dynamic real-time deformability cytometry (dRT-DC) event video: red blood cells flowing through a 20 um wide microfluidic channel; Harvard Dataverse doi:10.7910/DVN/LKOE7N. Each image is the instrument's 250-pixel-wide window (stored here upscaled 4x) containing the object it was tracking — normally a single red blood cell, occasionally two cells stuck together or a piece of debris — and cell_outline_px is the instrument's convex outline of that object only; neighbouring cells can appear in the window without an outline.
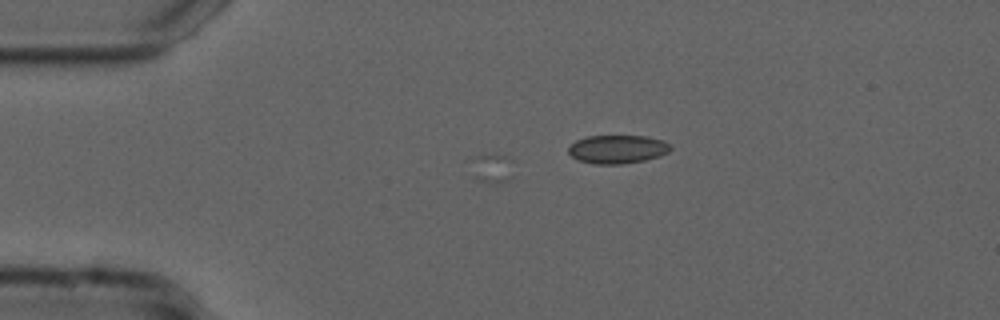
{"species": "common noctule bat (a hibernating species)", "species_latin": "Nyctalus noctula", "temperature_condition": "cold", "stored_images_in_passage": 5, "camera_frame_rate_fps": 3000, "um_per_image_px": 0.085, "animal": {"sex": "male", "forearm_length_mm": 52.5}, "frame": {"image": 1, "passage_image": 1, "time_ms": 0.0, "image_size_px": [1000, 320], "cell_outline_px": [[672, 148], [668, 152], [660, 156], [644, 160], [624, 164], [592, 164], [576, 160], [568, 152], [568, 148], [576, 140], [588, 136], [644, 136], [664, 140]], "centroid_in_image_um": [52.47, 12.69], "position_along_channel_um": 32.5, "area_um2": 16.99}}